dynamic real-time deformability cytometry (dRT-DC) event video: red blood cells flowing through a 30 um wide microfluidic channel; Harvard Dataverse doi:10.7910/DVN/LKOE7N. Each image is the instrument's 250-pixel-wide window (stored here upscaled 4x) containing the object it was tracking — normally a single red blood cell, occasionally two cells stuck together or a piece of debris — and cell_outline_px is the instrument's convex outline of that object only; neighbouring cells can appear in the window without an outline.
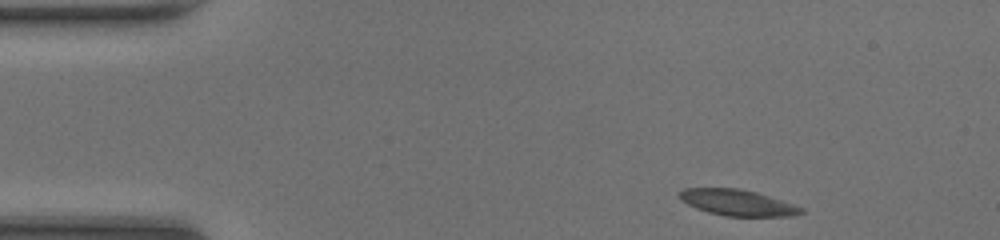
{"species": "common noctule bat (a hibernating species)", "species_latin": "Nyctalus noctula", "temperature_condition": "room temperature", "stored_images_in_passage": 42, "camera_frame_rate_fps": 3000, "um_per_image_px": 0.085, "animal": {"sex": "female", "body_mass_g": 20.0, "forearm_length_mm": 54.0}, "frame": {"image": 1, "passage_image": 1, "time_ms": 0.0, "image_size_px": [1000, 240], "cell_outline_px": [[804, 212], [792, 216], [724, 216], [708, 212], [696, 208], [680, 200], [680, 192], [684, 188], [740, 188], [756, 192], [804, 208]], "centroid_in_image_um": [62.68, 17.22], "position_along_channel_um": 22.3, "area_um2": 18.32}}
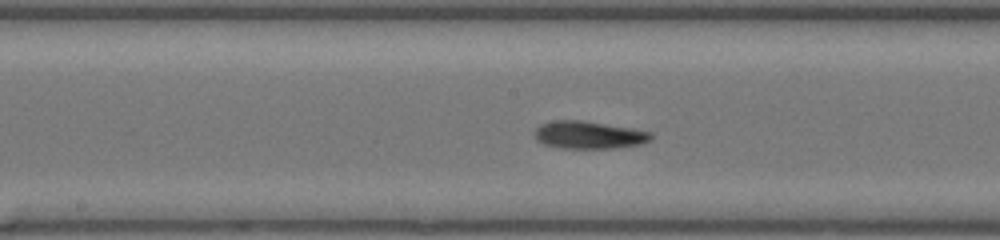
{"frame": {"image": 2, "passage_image": 19, "time_ms": 6.0, "image_size_px": [1000, 240], "cell_outline_px": [[652, 140], [640, 144], [616, 148], [564, 148], [544, 144], [536, 140], [532, 132], [540, 124], [552, 120], [584, 120], [632, 128], [652, 132]], "centroid_in_image_um": [50.03, 11.46], "position_along_channel_um": 198.2, "area_um2": 18.96}}
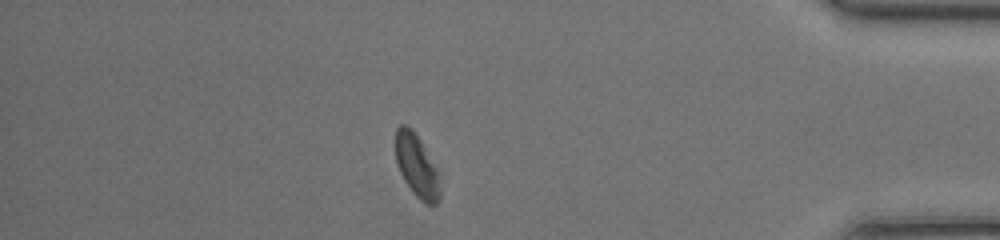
{"frame": {"image": 3, "passage_image": 36, "time_ms": 11.667, "image_size_px": [1000, 240], "cell_outline_px": [[444, 172], [440, 200], [436, 204], [424, 204], [412, 192], [404, 180], [396, 164], [396, 128], [400, 124], [408, 124], [412, 128]], "centroid_in_image_um": [35.54, 14.12], "position_along_channel_um": 399.7, "area_um2": 17.63}, "authors_computed_cell_mechanics": {"area_um2": 18.4093, "velocity_mm_per_s": 4.2677, "shape_relaxation_time_tau1_ms": 2.7485, "shape_relaxation_time_tau2_ms": 6.364, "deformation_change_tau1": 0.1061, "deformation_change_tau2": 0.1456}}